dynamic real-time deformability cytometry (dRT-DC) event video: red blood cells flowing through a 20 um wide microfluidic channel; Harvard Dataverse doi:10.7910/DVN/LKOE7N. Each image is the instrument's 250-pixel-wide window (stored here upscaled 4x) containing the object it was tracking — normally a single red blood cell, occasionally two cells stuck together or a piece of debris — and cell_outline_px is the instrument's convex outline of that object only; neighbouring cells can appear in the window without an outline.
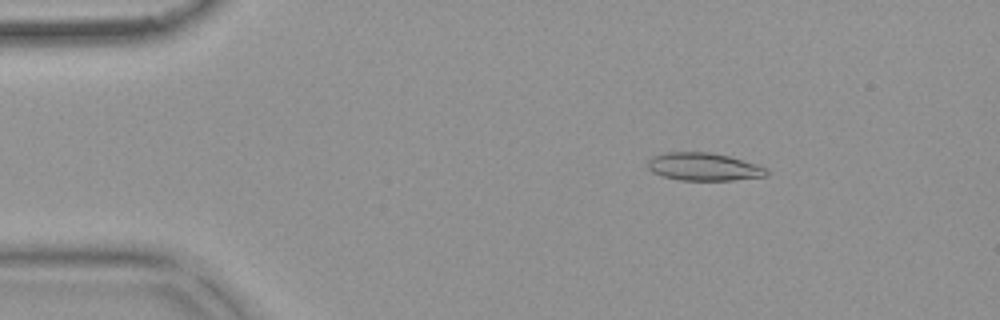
{"species": "common noctule bat (a hibernating species)", "species_latin": "Nyctalus noctula", "temperature_condition": "warm", "stored_images_in_passage": 47, "camera_frame_rate_fps": 3000, "um_per_image_px": 0.085, "animal": {"sex": "female", "body_mass_g": 18.4}, "frame": {"image": 1, "passage_image": 2, "time_ms": 0.333, "image_size_px": [1000, 320], "cell_outline_px": [[768, 176], [732, 180], [680, 180], [660, 176], [652, 172], [648, 168], [648, 160], [652, 156], [664, 152], [712, 152], [728, 156], [756, 164], [768, 168]], "centroid_in_image_um": [59.8, 14.17], "position_along_channel_um": 25.2, "area_um2": 19.42}}
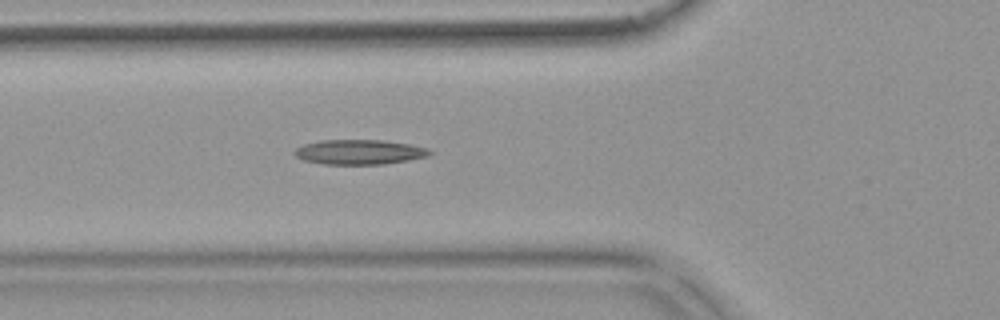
{"frame": {"image": 2, "passage_image": 13, "time_ms": 4.0, "image_size_px": [1000, 320], "cell_outline_px": [[432, 152], [428, 156], [408, 160], [384, 164], [324, 164], [304, 160], [296, 156], [292, 152], [296, 148], [304, 144], [320, 140], [384, 140], [408, 144], [428, 148]], "centroid_in_image_um": [30.53, 12.92], "position_along_channel_um": 95.3, "area_um2": 19.48}}
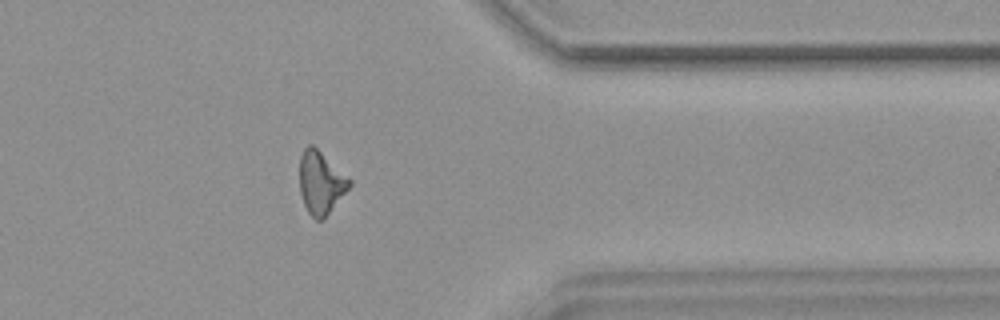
{"frame": {"image": 3, "passage_image": 37, "time_ms": 12.0, "image_size_px": [1000, 320], "cell_outline_px": [[352, 184], [324, 220], [316, 220], [308, 212], [304, 204], [300, 192], [300, 156], [304, 148], [308, 144], [312, 144], [352, 180]], "centroid_in_image_um": [27.27, 15.54], "position_along_channel_um": 384.1, "area_um2": 18.21}, "authors_computed_cell_mechanics": {"area_um2": 18.4382, "velocity_mm_per_s": 3.7686, "shape_relaxation_time_tau1_ms": null, "shape_relaxation_time_tau2_ms": 8.7907, "deformation_change_tau1": null, "deformation_change_tau2": 0.2408}}